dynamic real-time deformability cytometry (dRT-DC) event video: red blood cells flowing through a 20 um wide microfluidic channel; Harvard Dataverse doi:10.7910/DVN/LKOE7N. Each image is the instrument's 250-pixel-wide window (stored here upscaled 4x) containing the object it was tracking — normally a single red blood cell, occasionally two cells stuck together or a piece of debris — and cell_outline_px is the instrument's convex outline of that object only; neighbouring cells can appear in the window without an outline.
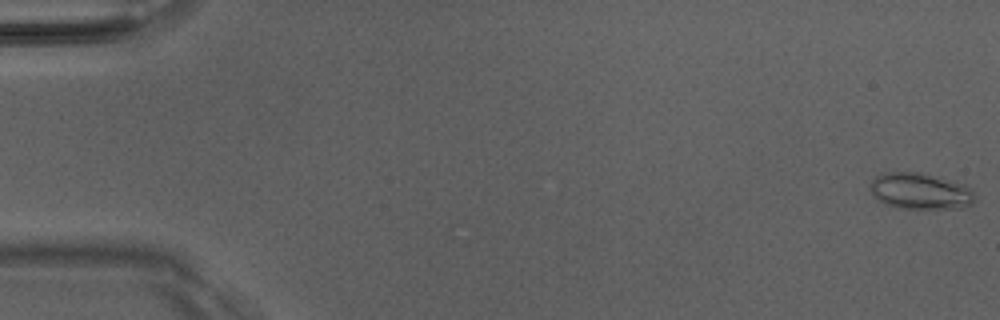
{"species": "Egyptian fruit bat (a non-hibernating species)", "species_latin": "Rousettus aegyptiacus", "temperature_condition": "room temperature", "stored_images_in_passage": 52, "camera_frame_rate_fps": 3000, "um_per_image_px": 0.085, "animal": {"sex": "male"}, "frame": {"image": 1, "passage_image": 1, "time_ms": 0.0, "image_size_px": [1000, 320], "cell_outline_px": [[976, 200], [972, 204], [964, 208], [900, 208], [884, 204], [868, 188], [872, 180], [880, 172], [920, 172], [964, 184], [972, 192]], "centroid_in_image_um": [78.21, 16.24], "position_along_channel_um": 6.8, "area_um2": 22.08}}
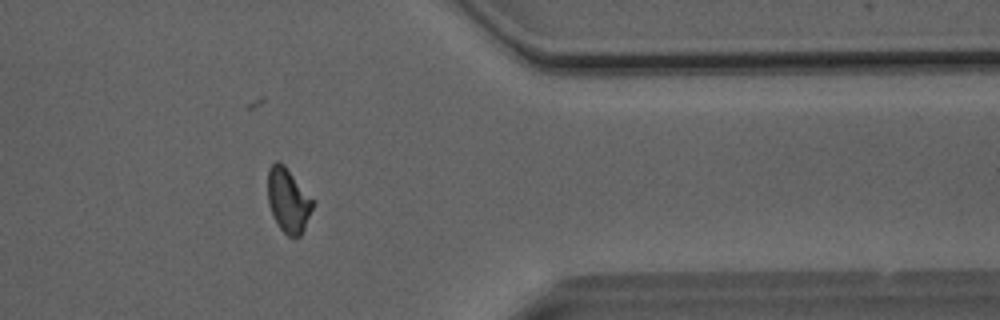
{"frame": {"image": 2, "passage_image": 42, "time_ms": 13.667, "image_size_px": [1000, 320], "cell_outline_px": [[312, 208], [304, 228], [300, 236], [288, 236], [280, 228], [268, 204], [268, 168], [276, 160], [280, 160], [284, 164], [312, 200]], "centroid_in_image_um": [24.46, 16.99], "position_along_channel_um": 386.9, "area_um2": 16.3}}
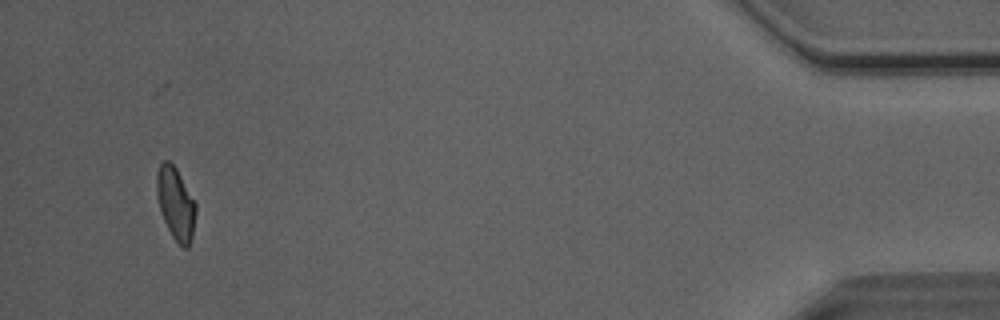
{"frame": {"image": 3, "passage_image": 49, "time_ms": 16.0, "image_size_px": [1000, 320], "cell_outline_px": [[196, 212], [192, 236], [188, 248], [184, 248], [172, 236], [160, 212], [156, 192], [156, 172], [160, 164], [164, 160], [168, 160], [176, 168], [196, 204]], "centroid_in_image_um": [14.91, 17.28], "position_along_channel_um": 420.3, "area_um2": 16.36}, "authors_computed_cell_mechanics": {"area_um2": 16.9354, "velocity_mm_per_s": 4.0646, "shape_relaxation_time_tau1_ms": 6.0946, "shape_relaxation_time_tau2_ms": 2.1631, "deformation_change_tau1": 0.1708, "deformation_change_tau2": 0.0868}}